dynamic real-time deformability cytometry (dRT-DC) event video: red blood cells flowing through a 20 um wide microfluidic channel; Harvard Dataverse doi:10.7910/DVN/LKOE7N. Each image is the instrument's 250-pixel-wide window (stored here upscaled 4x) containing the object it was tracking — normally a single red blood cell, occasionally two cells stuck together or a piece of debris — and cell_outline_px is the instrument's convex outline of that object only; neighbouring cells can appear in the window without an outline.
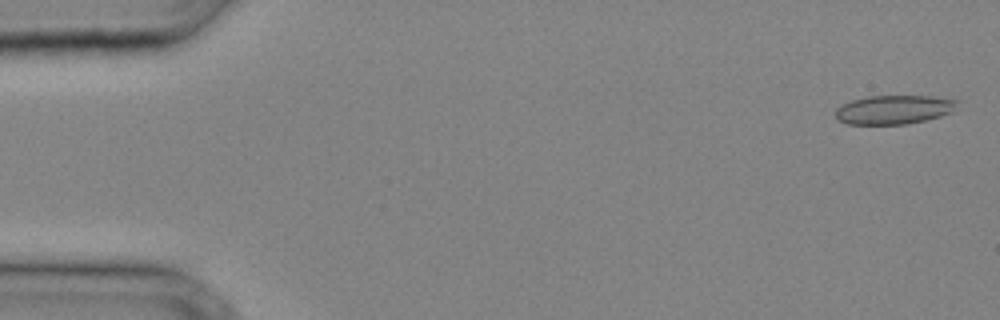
{"species": "common noctule bat (a hibernating species)", "species_latin": "Nyctalus noctula", "temperature_condition": "cold", "stored_images_in_passage": 32, "camera_frame_rate_fps": 3000, "um_per_image_px": 0.085, "animal": {"sex": "male", "body_mass_g": 20.4}, "frame": {"image": 1, "passage_image": 1, "time_ms": 0.0, "image_size_px": [1000, 320], "cell_outline_px": [[960, 100], [952, 112], [940, 116], [924, 120], [904, 124], [848, 124], [836, 120], [836, 108], [840, 104], [852, 100], [868, 96], [932, 96]], "centroid_in_image_um": [75.96, 9.31], "position_along_channel_um": 9.0, "area_um2": 20.58}}
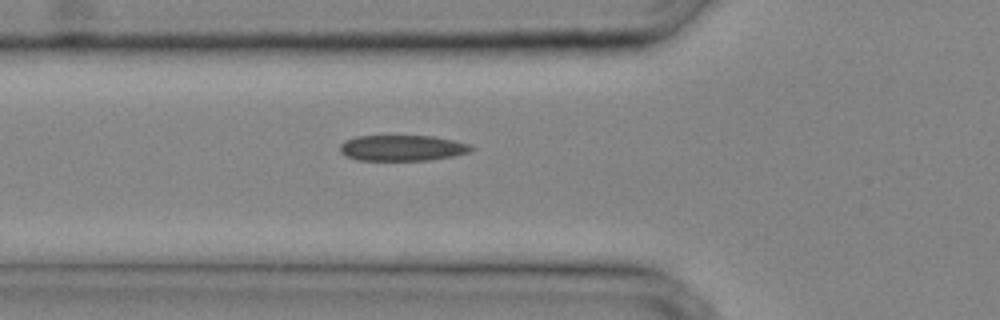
{"frame": {"image": 2, "passage_image": 12, "time_ms": 3.667, "image_size_px": [1000, 320], "cell_outline_px": [[476, 148], [468, 152], [456, 156], [428, 160], [356, 160], [340, 152], [340, 144], [344, 140], [356, 136], [432, 136], [452, 140], [468, 144]], "centroid_in_image_um": [34.18, 12.58], "position_along_channel_um": 91.6, "area_um2": 19.71}}
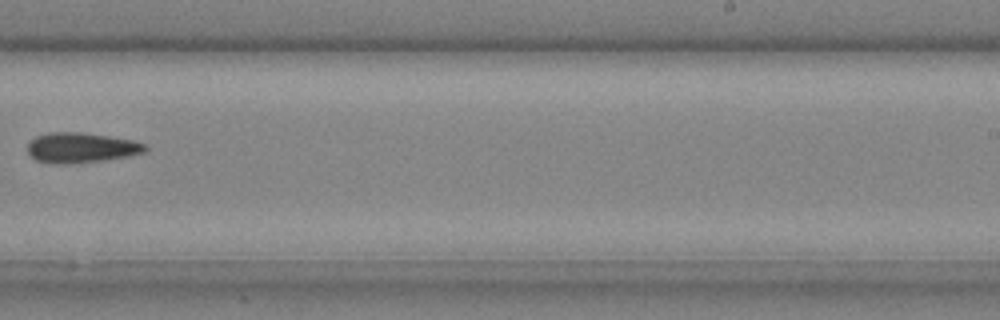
{"frame": {"image": 3, "passage_image": 22, "time_ms": 7.0, "image_size_px": [1000, 320], "cell_outline_px": [[148, 148], [144, 152], [128, 156], [104, 160], [60, 164], [56, 164], [36, 160], [28, 152], [28, 144], [36, 136], [48, 132], [80, 132], [108, 136], [132, 140], [144, 144]], "centroid_in_image_um": [6.88, 12.55], "position_along_channel_um": 282.1, "area_um2": 20.4}}